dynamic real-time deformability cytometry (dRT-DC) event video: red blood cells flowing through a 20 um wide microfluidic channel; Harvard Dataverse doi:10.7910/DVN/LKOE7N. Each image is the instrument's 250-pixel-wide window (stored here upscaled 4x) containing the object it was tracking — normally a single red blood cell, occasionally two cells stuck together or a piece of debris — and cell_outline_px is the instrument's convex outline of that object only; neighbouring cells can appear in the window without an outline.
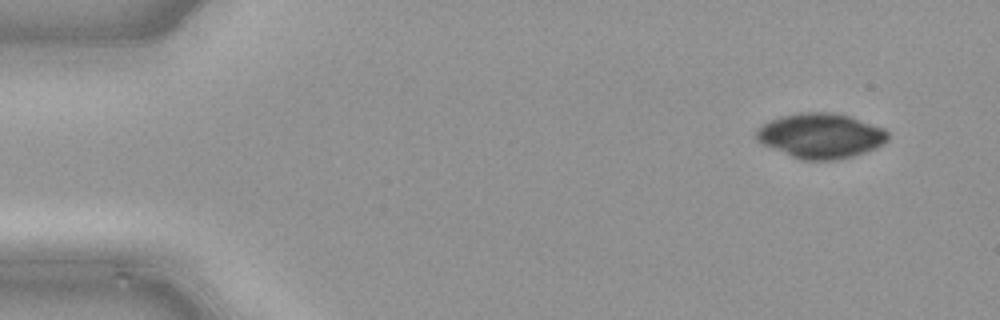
{"species": "common noctule bat (a hibernating species)", "species_latin": "Nyctalus noctula", "temperature_condition": "cold", "stored_images_in_passage": 45, "camera_frame_rate_fps": 3000, "um_per_image_px": 0.085, "animal": {"sex": "male", "body_mass_g": 21.5, "forearm_length_mm": 52.0}, "frame": {"image": 1, "passage_image": 1, "time_ms": 0.0, "image_size_px": [1000, 320], "cell_outline_px": [[888, 140], [884, 144], [876, 148], [852, 156], [836, 160], [804, 160], [792, 156], [772, 148], [756, 140], [756, 128], [780, 116], [800, 112], [832, 112], [848, 116], [884, 128], [888, 132]], "centroid_in_image_um": [69.77, 11.53], "position_along_channel_um": 15.2, "area_um2": 34.28}}